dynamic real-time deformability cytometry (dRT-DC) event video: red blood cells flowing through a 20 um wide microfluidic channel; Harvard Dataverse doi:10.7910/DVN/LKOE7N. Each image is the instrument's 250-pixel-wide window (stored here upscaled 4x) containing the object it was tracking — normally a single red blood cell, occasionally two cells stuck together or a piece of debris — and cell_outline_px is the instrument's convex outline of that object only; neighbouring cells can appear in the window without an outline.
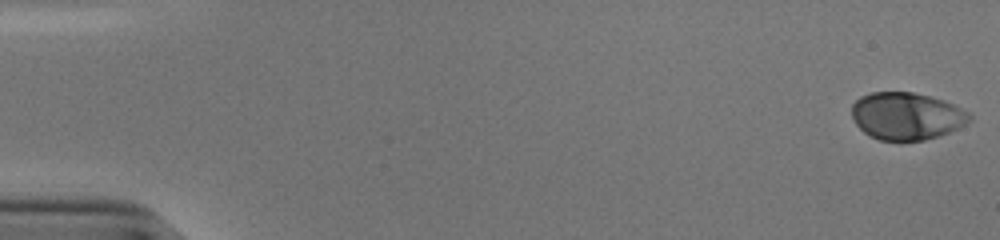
{"species": "human", "species_latin": "Homo sapiens", "temperature_condition": "cold", "stored_images_in_passage": 54, "camera_frame_rate_fps": 3000, "um_per_image_px": 0.085, "donor": {"sex": "male"}, "frame": {"image": 1, "passage_image": 1, "time_ms": 0.0, "image_size_px": [1000, 240], "cell_outline_px": [[972, 120], [948, 132], [924, 140], [880, 140], [868, 136], [856, 124], [852, 116], [852, 104], [860, 96], [872, 92], [912, 92], [944, 100], [968, 112], [972, 116]], "centroid_in_image_um": [77.02, 9.86], "position_along_channel_um": 8.0, "area_um2": 32.25}}
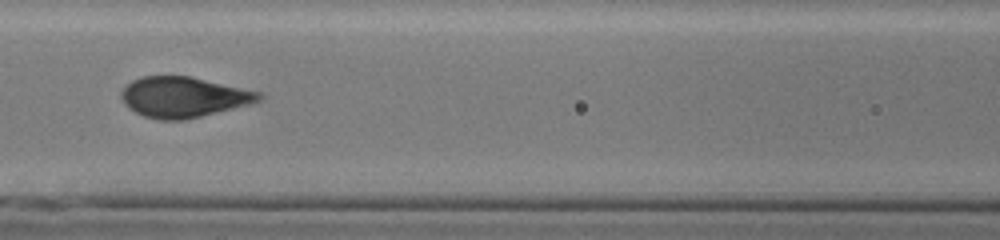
{"frame": {"image": 2, "passage_image": 25, "time_ms": 8.0, "image_size_px": [1000, 240], "cell_outline_px": [[264, 96], [260, 100], [248, 104], [184, 120], [160, 120], [144, 116], [128, 108], [124, 104], [120, 96], [120, 92], [132, 80], [144, 76], [188, 76], [260, 92]], "centroid_in_image_um": [15.55, 8.25], "position_along_channel_um": 151.1, "area_um2": 32.02}}
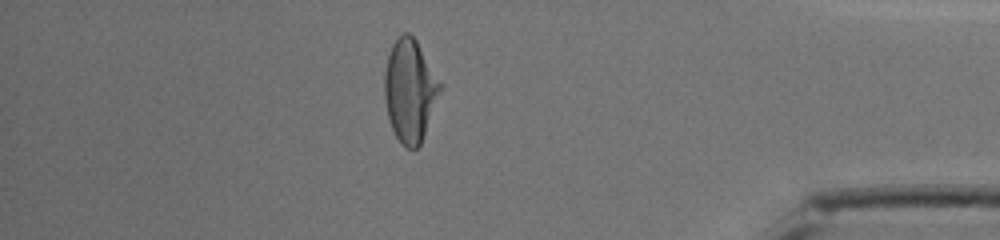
{"frame": {"image": 3, "passage_image": 47, "time_ms": 15.333, "image_size_px": [1000, 240], "cell_outline_px": [[440, 88], [420, 144], [416, 148], [404, 148], [400, 144], [392, 128], [388, 116], [384, 96], [384, 72], [388, 56], [392, 44], [404, 32], [408, 32], [416, 40], [440, 84]], "centroid_in_image_um": [34.78, 7.7], "position_along_channel_um": 400.4, "area_um2": 32.14}, "authors_computed_cell_mechanics": {"area_um2": 32.8882, "velocity_mm_per_s": 3.8512, "shape_relaxation_time_tau1_ms": 3.8647, "shape_relaxation_time_tau2_ms": null, "deformation_change_tau1": 0.1912, "deformation_change_tau2": null}}